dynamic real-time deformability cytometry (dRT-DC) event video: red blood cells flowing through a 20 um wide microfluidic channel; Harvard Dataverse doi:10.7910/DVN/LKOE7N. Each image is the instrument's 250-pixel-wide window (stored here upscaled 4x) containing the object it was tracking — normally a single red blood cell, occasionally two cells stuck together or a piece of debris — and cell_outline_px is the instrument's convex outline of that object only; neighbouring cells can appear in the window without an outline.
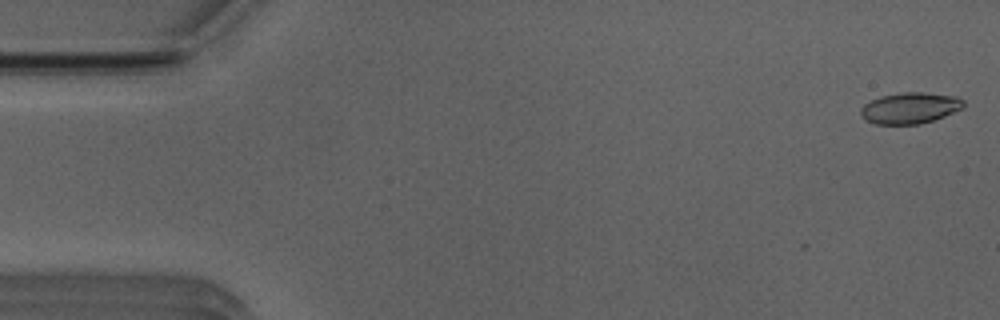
{"species": "Egyptian fruit bat (a non-hibernating species)", "species_latin": "Rousettus aegyptiacus", "temperature_condition": "room temperature", "stored_images_in_passage": 15, "camera_frame_rate_fps": 3000, "um_per_image_px": 0.085, "animal": {"sex": "male"}, "frame": {"image": 1, "passage_image": 1, "time_ms": 0.0, "image_size_px": [1000, 320], "cell_outline_px": [[964, 108], [944, 116], [920, 124], [876, 124], [864, 120], [860, 116], [860, 108], [864, 104], [880, 96], [904, 92], [924, 92], [956, 96], [964, 100]], "centroid_in_image_um": [77.34, 9.18], "position_along_channel_um": 7.7, "area_um2": 18.79}}
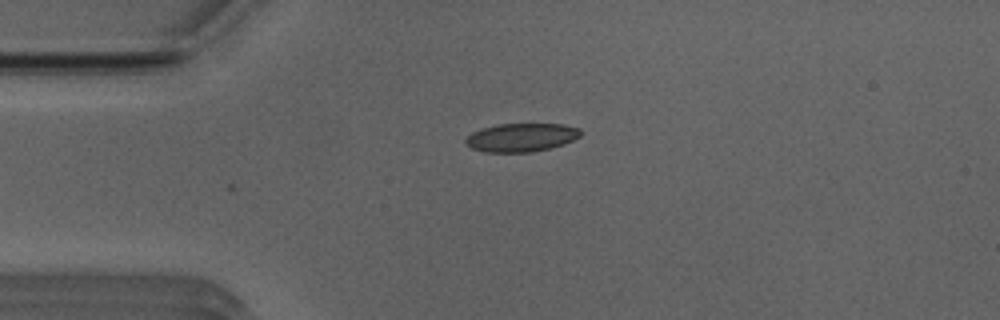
{"frame": {"image": 2, "passage_image": 12, "time_ms": 3.667, "image_size_px": [1000, 320], "cell_outline_px": [[580, 136], [564, 144], [532, 152], [484, 152], [472, 148], [464, 140], [472, 132], [484, 128], [500, 124], [564, 124], [580, 128]], "centroid_in_image_um": [44.33, 11.68], "position_along_channel_um": 40.7, "area_um2": 18.84}}